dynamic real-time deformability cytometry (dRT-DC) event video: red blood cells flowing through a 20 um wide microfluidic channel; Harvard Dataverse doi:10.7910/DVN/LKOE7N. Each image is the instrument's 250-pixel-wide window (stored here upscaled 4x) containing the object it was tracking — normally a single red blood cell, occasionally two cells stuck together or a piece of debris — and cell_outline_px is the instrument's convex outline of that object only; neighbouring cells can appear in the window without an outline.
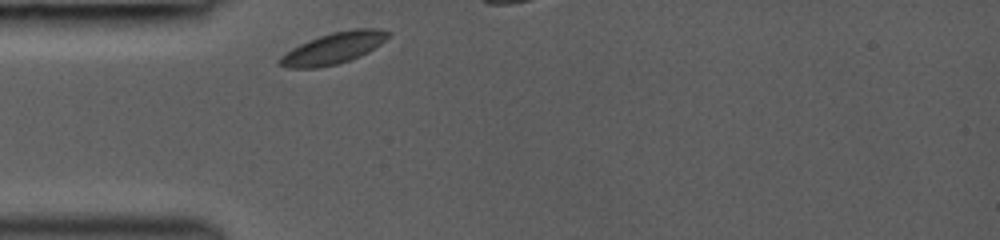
{"species": "common noctule bat (a hibernating species)", "species_latin": "Nyctalus noctula", "temperature_condition": "room temperature", "stored_images_in_passage": 8, "camera_frame_rate_fps": 3000, "um_per_image_px": 0.085, "animal": {"sex": "female", "body_mass_g": 19.0, "forearm_length_mm": 53.3}, "frame": {"image": 1, "passage_image": 1, "time_ms": 0.0, "image_size_px": [1000, 240], "cell_outline_px": [[392, 32], [380, 44], [368, 52], [360, 56], [336, 64], [316, 68], [288, 68], [276, 64], [276, 60], [280, 56], [292, 48], [300, 44], [320, 36], [332, 32], [352, 28], [380, 28]], "centroid_in_image_um": [28.32, 4.09], "position_along_channel_um": 56.7, "area_um2": 19.83}}
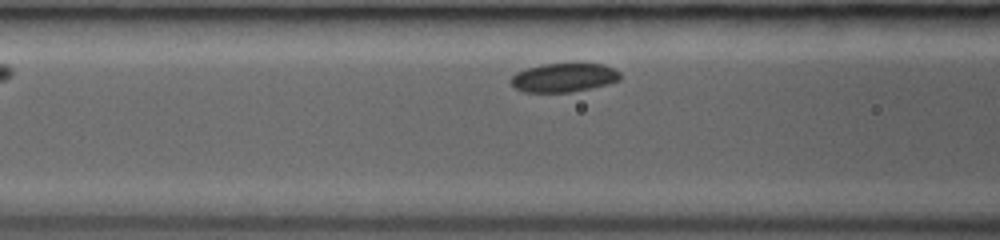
{"frame": {"image": 2, "passage_image": 6, "time_ms": 1.667, "image_size_px": [1000, 240], "cell_outline_px": [[620, 80], [608, 84], [592, 88], [568, 92], [524, 92], [516, 88], [508, 80], [516, 72], [524, 68], [540, 64], [576, 60], [604, 64], [620, 72]], "centroid_in_image_um": [47.93, 6.53], "position_along_channel_um": 118.7, "area_um2": 19.36}}